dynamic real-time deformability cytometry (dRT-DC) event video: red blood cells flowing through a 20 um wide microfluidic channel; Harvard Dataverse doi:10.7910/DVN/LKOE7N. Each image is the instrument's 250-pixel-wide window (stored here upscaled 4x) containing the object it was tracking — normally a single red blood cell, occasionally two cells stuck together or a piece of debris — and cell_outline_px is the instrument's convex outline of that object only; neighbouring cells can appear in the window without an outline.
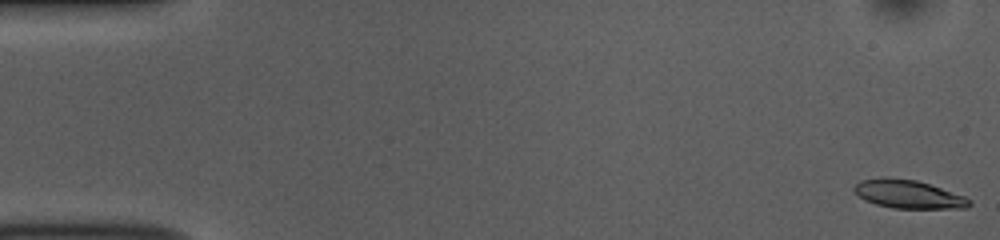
{"species": "common noctule bat (a hibernating species)", "species_latin": "Nyctalus noctula", "temperature_condition": "room temperature", "stored_images_in_passage": 52, "camera_frame_rate_fps": 3000, "um_per_image_px": 0.085, "animal": {"sex": "female", "body_mass_g": 10.0, "forearm_length_mm": 53.1}, "frame": {"image": 1, "passage_image": 1, "time_ms": 0.0, "image_size_px": [1000, 240], "cell_outline_px": [[972, 204], [968, 208], [892, 208], [876, 204], [864, 200], [852, 188], [860, 180], [916, 180], [964, 196], [972, 200]], "centroid_in_image_um": [77.27, 16.56], "position_along_channel_um": 7.7, "area_um2": 18.21}}
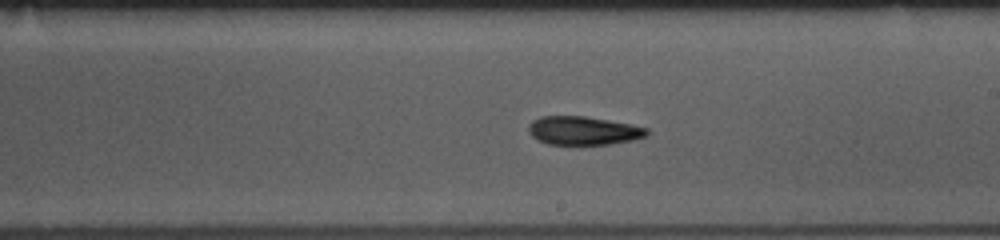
{"frame": {"image": 2, "passage_image": 30, "time_ms": 9.667, "image_size_px": [1000, 240], "cell_outline_px": [[648, 136], [632, 140], [612, 144], [548, 144], [532, 136], [528, 132], [528, 124], [532, 120], [540, 116], [584, 116], [608, 120], [648, 128]], "centroid_in_image_um": [49.57, 11.1], "position_along_channel_um": 239.4, "area_um2": 19.59}}
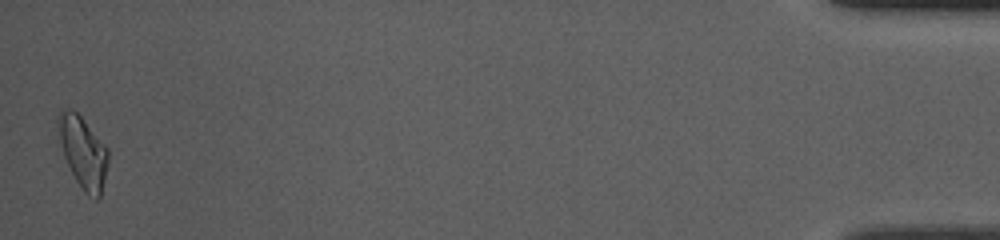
{"frame": {"image": 3, "passage_image": 52, "time_ms": 17.0, "image_size_px": [1000, 240], "cell_outline_px": [[108, 164], [100, 200], [96, 200], [88, 196], [84, 192], [76, 180], [64, 156], [60, 140], [56, 120], [60, 108], [68, 108], [76, 112], [80, 116], [108, 148]], "centroid_in_image_um": [7.06, 12.94], "position_along_channel_um": 428.1, "area_um2": 20.81}, "authors_computed_cell_mechanics": {"area_um2": 19.4208, "velocity_mm_per_s": 3.8014, "shape_relaxation_time_tau1_ms": 5.3785, "shape_relaxation_time_tau2_ms": 5.3799, "deformation_change_tau1": 0.1604, "deformation_change_tau2": 0.1213}}